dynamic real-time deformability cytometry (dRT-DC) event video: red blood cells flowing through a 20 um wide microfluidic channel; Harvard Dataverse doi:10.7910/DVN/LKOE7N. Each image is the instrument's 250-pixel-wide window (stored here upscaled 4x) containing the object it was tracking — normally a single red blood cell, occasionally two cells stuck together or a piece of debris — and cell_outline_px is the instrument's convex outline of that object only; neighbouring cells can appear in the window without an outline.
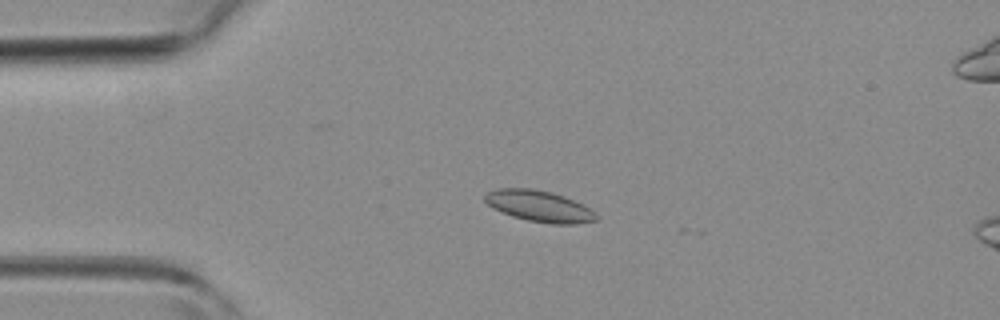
{"species": "common noctule bat (a hibernating species)", "species_latin": "Nyctalus noctula", "temperature_condition": "room temperature", "stored_images_in_passage": 3, "camera_frame_rate_fps": 3000, "um_per_image_px": 0.085, "animal": {"sex": "female", "body_mass_g": 19.3, "forearm_length_mm": 54.1}, "frame": {"image": 1, "passage_image": 2, "time_ms": 2.667, "image_size_px": [1000, 320], "cell_outline_px": [[600, 220], [576, 224], [552, 224], [528, 220], [512, 216], [492, 208], [484, 200], [484, 196], [488, 192], [496, 188], [532, 188], [552, 192], [564, 196], [584, 204], [600, 216]], "centroid_in_image_um": [45.88, 17.52], "position_along_channel_um": 39.1, "area_um2": 20.52}}